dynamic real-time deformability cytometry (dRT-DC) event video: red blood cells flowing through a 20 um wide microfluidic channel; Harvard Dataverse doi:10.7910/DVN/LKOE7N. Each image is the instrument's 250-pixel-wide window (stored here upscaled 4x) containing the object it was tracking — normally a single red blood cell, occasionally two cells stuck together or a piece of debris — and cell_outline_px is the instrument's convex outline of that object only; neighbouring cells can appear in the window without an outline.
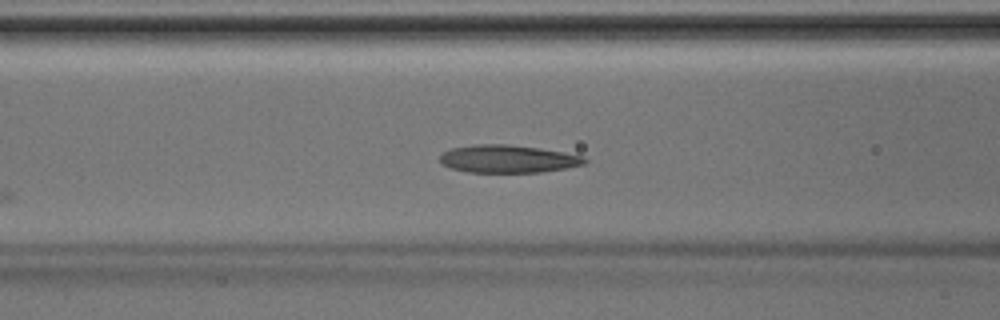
{"species": "Egyptian fruit bat (a non-hibernating species)", "species_latin": "Rousettus aegyptiacus", "temperature_condition": "room temperature", "stored_images_in_passage": 13, "camera_frame_rate_fps": 3000, "um_per_image_px": 0.085, "animal": {"sex": "male"}, "frame": {"image": 1, "passage_image": 8, "time_ms": 2.333, "image_size_px": [1000, 320], "cell_outline_px": [[588, 160], [584, 164], [568, 168], [540, 172], [468, 172], [452, 168], [440, 164], [440, 156], [444, 152], [452, 148], [476, 144], [508, 144], [540, 148], [584, 156]], "centroid_in_image_um": [43.19, 13.5], "position_along_channel_um": 123.4, "area_um2": 23.41}}
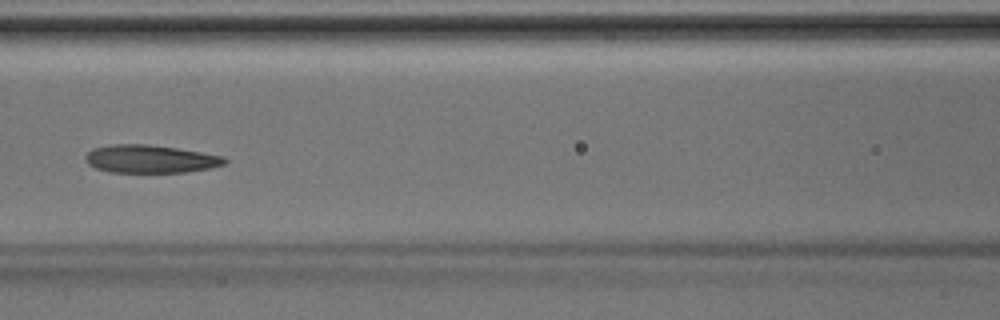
{"frame": {"image": 2, "passage_image": 10, "time_ms": 3.0, "image_size_px": [1000, 320], "cell_outline_px": [[228, 160], [224, 164], [212, 168], [188, 172], [112, 172], [96, 168], [88, 164], [84, 160], [84, 156], [92, 148], [112, 144], [148, 144], [176, 148], [224, 156]], "centroid_in_image_um": [12.77, 13.51], "position_along_channel_um": 153.8, "area_um2": 22.77}}